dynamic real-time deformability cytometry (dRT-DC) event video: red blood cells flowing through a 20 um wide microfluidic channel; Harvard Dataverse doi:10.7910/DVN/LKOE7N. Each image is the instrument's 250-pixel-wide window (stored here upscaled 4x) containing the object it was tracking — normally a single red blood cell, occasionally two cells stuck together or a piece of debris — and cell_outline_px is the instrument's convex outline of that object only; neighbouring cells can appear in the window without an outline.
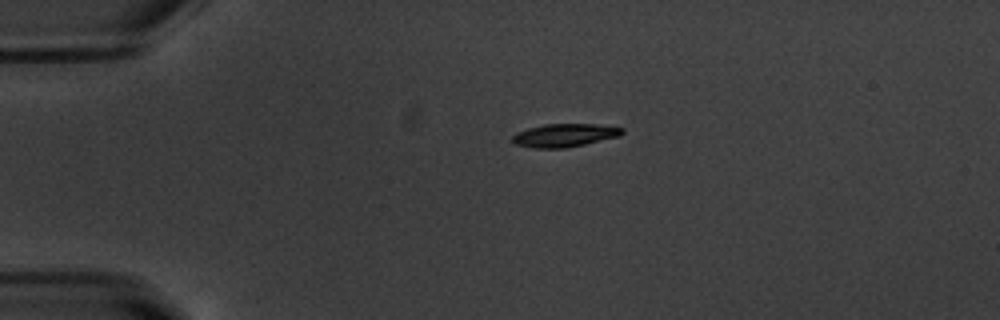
{"species": "common noctule bat (a hibernating species)", "species_latin": "Nyctalus noctula", "temperature_condition": "warm", "stored_images_in_passage": 43, "camera_frame_rate_fps": 3000, "um_per_image_px": 0.085, "animal": {"sex": "male", "body_mass_g": 20.1, "forearm_length_mm": 53.5}, "frame": {"image": 1, "passage_image": 1, "time_ms": 0.0, "image_size_px": [1000, 320], "cell_outline_px": [[624, 132], [620, 136], [584, 144], [564, 148], [532, 148], [516, 144], [512, 140], [512, 136], [516, 132], [528, 128], [544, 124], [596, 124], [624, 128]], "centroid_in_image_um": [47.98, 11.49], "position_along_channel_um": 37.0, "area_um2": 14.8}}
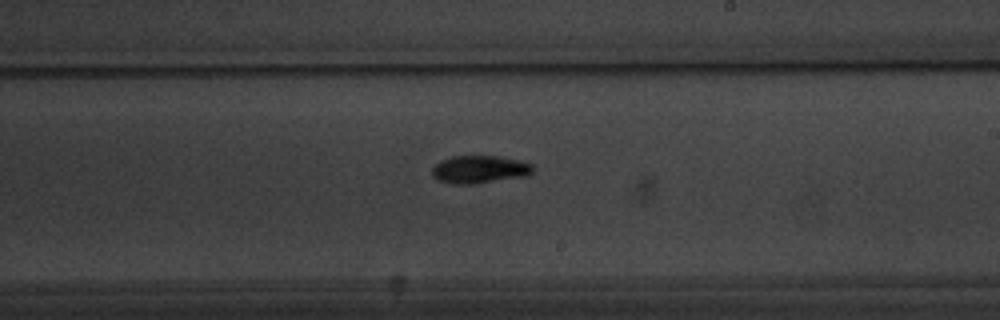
{"frame": {"image": 2, "passage_image": 21, "time_ms": 6.667, "image_size_px": [1000, 320], "cell_outline_px": [[536, 168], [528, 176], [472, 184], [452, 184], [440, 180], [432, 176], [432, 168], [440, 160], [452, 156], [500, 156], [520, 160], [532, 164]], "centroid_in_image_um": [40.8, 14.39], "position_along_channel_um": 248.2, "area_um2": 16.47}}
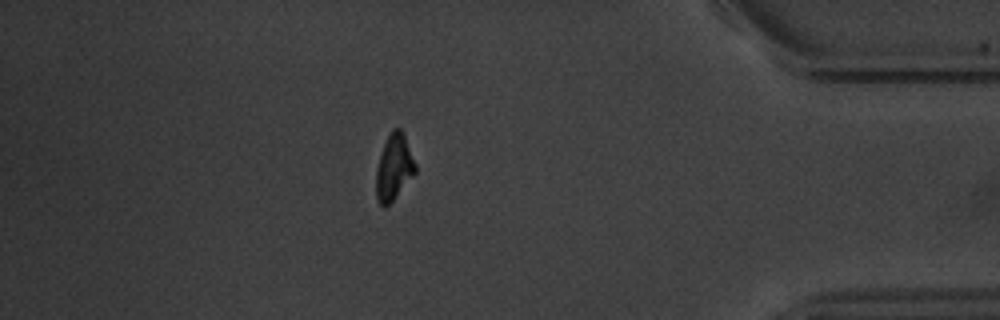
{"frame": {"image": 3, "passage_image": 36, "time_ms": 11.667, "image_size_px": [1000, 320], "cell_outline_px": [[416, 172], [392, 200], [388, 204], [380, 204], [376, 196], [376, 168], [384, 144], [392, 128], [400, 128], [404, 132], [416, 164]], "centroid_in_image_um": [33.5, 14.16], "position_along_channel_um": 401.7, "area_um2": 14.8}, "authors_computed_cell_mechanics": {"area_um2": 15.2014, "velocity_mm_per_s": 3.7769, "shape_relaxation_time_tau1_ms": 2.3215, "shape_relaxation_time_tau2_ms": 4.2789, "deformation_change_tau1": 0.1408, "deformation_change_tau2": 0.0938}}